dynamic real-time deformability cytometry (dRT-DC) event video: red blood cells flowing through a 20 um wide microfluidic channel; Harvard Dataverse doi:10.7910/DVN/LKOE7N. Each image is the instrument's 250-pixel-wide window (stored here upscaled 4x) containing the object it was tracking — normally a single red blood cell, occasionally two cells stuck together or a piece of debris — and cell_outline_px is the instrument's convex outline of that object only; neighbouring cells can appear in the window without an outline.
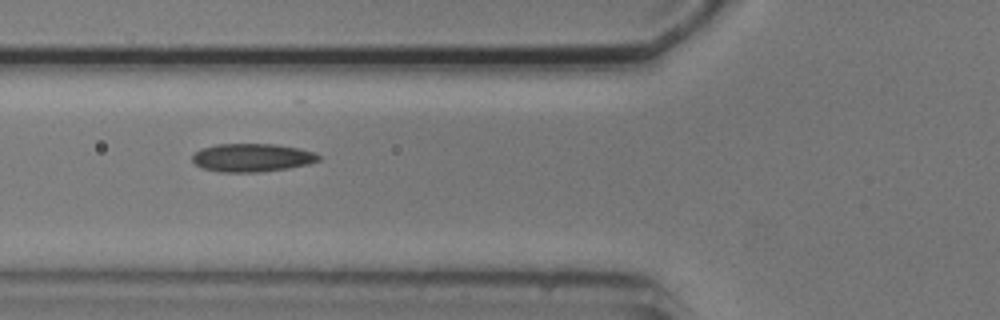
{"species": "common noctule bat (a hibernating species)", "species_latin": "Nyctalus noctula", "temperature_condition": "cold", "stored_images_in_passage": 14, "camera_frame_rate_fps": 3000, "um_per_image_px": 0.085, "animal": {"sex": "male", "body_mass_g": 20.5, "forearm_length_mm": 52.5}, "frame": {"image": 1, "passage_image": 5, "time_ms": 6.0, "image_size_px": [1000, 320], "cell_outline_px": [[320, 160], [308, 164], [288, 168], [260, 172], [220, 172], [200, 168], [192, 160], [192, 156], [200, 148], [216, 144], [276, 144], [300, 148], [316, 152], [320, 156]], "centroid_in_image_um": [21.43, 13.4], "position_along_channel_um": 104.4, "area_um2": 20.98}}
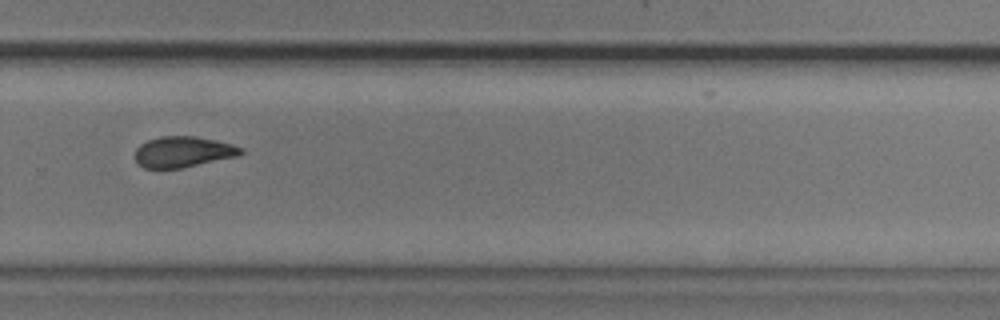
{"frame": {"image": 2, "passage_image": 10, "time_ms": 11.667, "image_size_px": [1000, 320], "cell_outline_px": [[244, 152], [240, 156], [180, 168], [144, 168], [136, 164], [136, 148], [140, 144], [148, 140], [160, 136], [196, 136], [216, 140], [232, 144], [244, 148]], "centroid_in_image_um": [15.59, 12.9], "position_along_channel_um": 314.2, "area_um2": 19.19}}
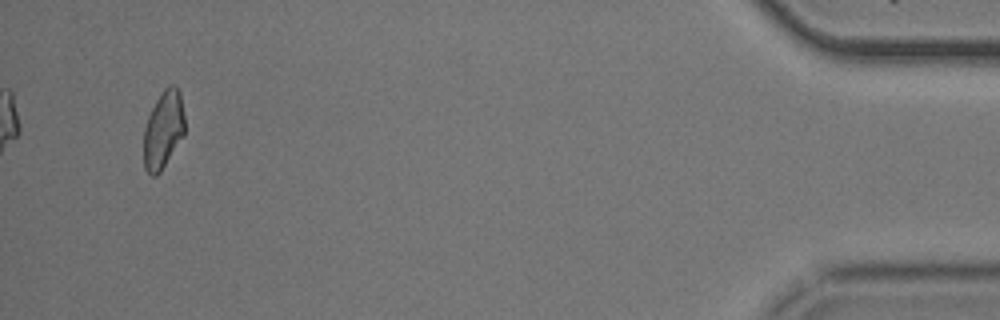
{"frame": {"image": 3, "passage_image": 14, "time_ms": 16.667, "image_size_px": [1000, 320], "cell_outline_px": [[184, 136], [160, 172], [156, 176], [152, 176], [144, 168], [144, 128], [148, 116], [156, 100], [164, 88], [168, 84], [176, 84], [180, 92], [184, 116]], "centroid_in_image_um": [13.89, 11.01], "position_along_channel_um": 421.3, "area_um2": 18.67}}